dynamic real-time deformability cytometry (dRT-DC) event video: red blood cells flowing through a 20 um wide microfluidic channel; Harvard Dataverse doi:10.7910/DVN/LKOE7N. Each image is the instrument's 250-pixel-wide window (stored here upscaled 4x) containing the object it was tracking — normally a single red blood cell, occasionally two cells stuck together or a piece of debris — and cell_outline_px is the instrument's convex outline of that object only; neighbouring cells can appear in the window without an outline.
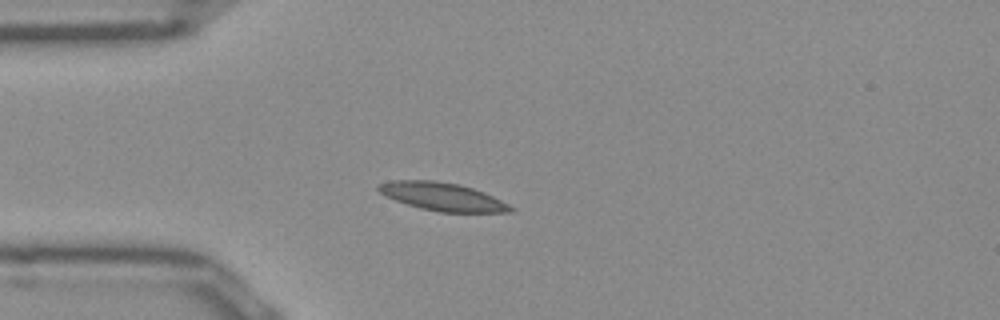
{"species": "Egyptian fruit bat (a non-hibernating species)", "species_latin": "Rousettus aegyptiacus", "temperature_condition": "room temperature", "stored_images_in_passage": 39, "camera_frame_rate_fps": 3000, "um_per_image_px": 0.085, "frame": {"image": 1, "passage_image": 1, "time_ms": 0.0, "image_size_px": [1000, 320], "cell_outline_px": [[516, 208], [512, 212], [440, 212], [420, 208], [396, 200], [380, 192], [376, 188], [376, 184], [392, 180], [436, 180], [460, 184], [484, 192]], "centroid_in_image_um": [37.61, 16.7], "position_along_channel_um": 47.4, "area_um2": 21.56}}
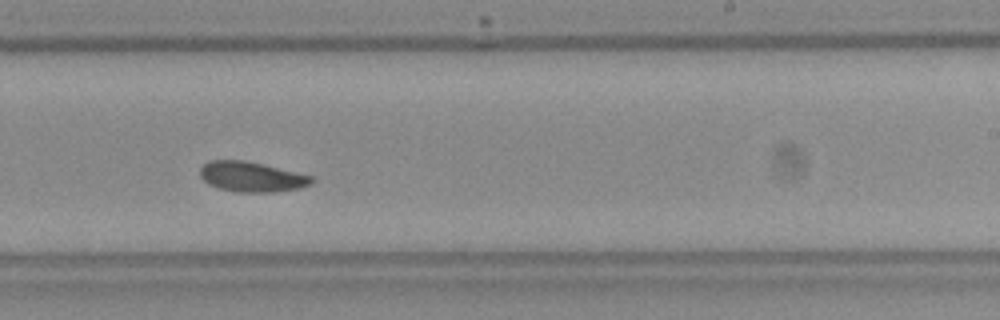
{"frame": {"image": 2, "passage_image": 19, "time_ms": 6.0, "image_size_px": [1000, 320], "cell_outline_px": [[316, 180], [312, 184], [300, 188], [276, 192], [236, 192], [216, 188], [208, 184], [200, 176], [200, 168], [208, 160], [244, 160], [312, 176]], "centroid_in_image_um": [21.37, 15.04], "position_along_channel_um": 267.6, "area_um2": 19.65}}
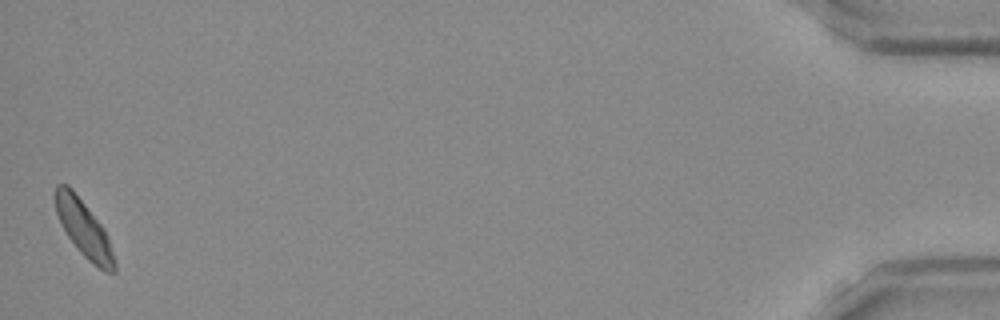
{"frame": {"image": 3, "passage_image": 39, "time_ms": 12.667, "image_size_px": [1000, 320], "cell_outline_px": [[116, 272], [104, 272], [88, 260], [80, 252], [68, 236], [56, 212], [56, 184], [68, 184], [72, 188], [104, 228], [116, 264]], "centroid_in_image_um": [7.14, 19.45], "position_along_channel_um": 428.1, "area_um2": 18.96}, "authors_computed_cell_mechanics": {"area_um2": 19.5942, "velocity_mm_per_s": 3.8742, "shape_relaxation_time_tau1_ms": 6.2589, "shape_relaxation_time_tau2_ms": null, "deformation_change_tau1": 0.1081, "deformation_change_tau2": null}}